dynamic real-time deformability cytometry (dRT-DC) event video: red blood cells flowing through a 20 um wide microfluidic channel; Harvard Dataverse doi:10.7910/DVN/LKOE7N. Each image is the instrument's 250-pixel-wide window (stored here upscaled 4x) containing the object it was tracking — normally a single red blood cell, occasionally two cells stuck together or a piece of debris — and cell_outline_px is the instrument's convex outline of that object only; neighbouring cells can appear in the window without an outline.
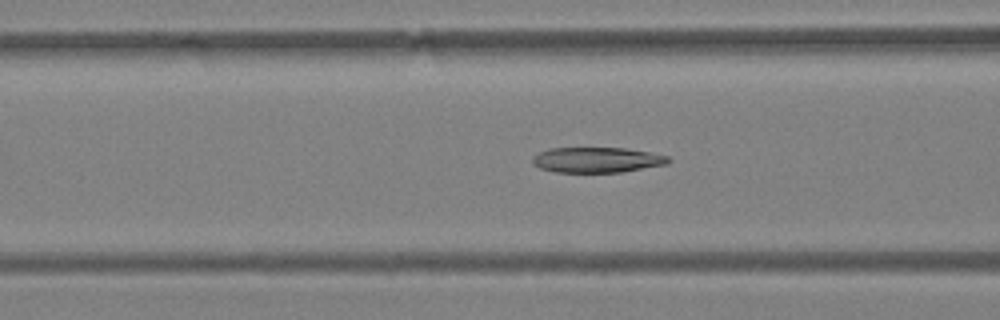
{"species": "Egyptian fruit bat (a non-hibernating species)", "species_latin": "Rousettus aegyptiacus", "temperature_condition": "warm", "stored_images_in_passage": 47, "camera_frame_rate_fps": 3000, "um_per_image_px": 0.085, "animal": {"sex": "female"}, "frame": {"image": 1, "passage_image": 17, "time_ms": 5.333, "image_size_px": [1000, 320], "cell_outline_px": [[668, 164], [620, 172], [556, 172], [540, 168], [532, 164], [532, 156], [548, 148], [624, 148], [648, 152], [668, 156]], "centroid_in_image_um": [50.69, 13.59], "position_along_channel_um": 115.9, "area_um2": 19.94}}
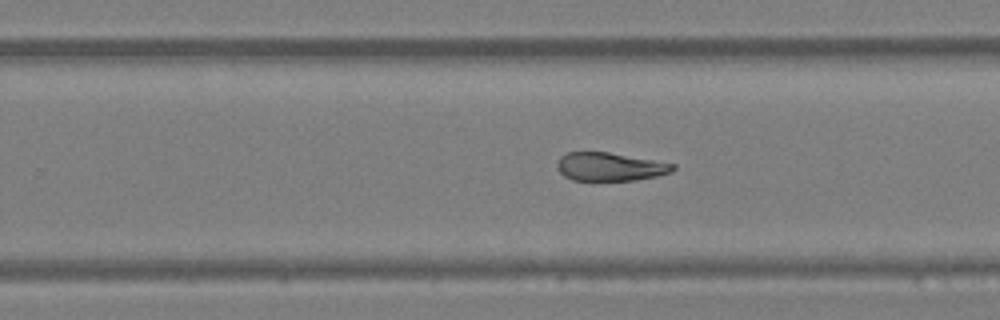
{"frame": {"image": 2, "passage_image": 29, "time_ms": 9.333, "image_size_px": [1000, 320], "cell_outline_px": [[676, 168], [672, 172], [656, 176], [636, 180], [572, 180], [564, 176], [560, 172], [556, 164], [560, 156], [568, 152], [608, 152], [676, 164]], "centroid_in_image_um": [51.85, 14.17], "position_along_channel_um": 278.0, "area_um2": 19.07}}
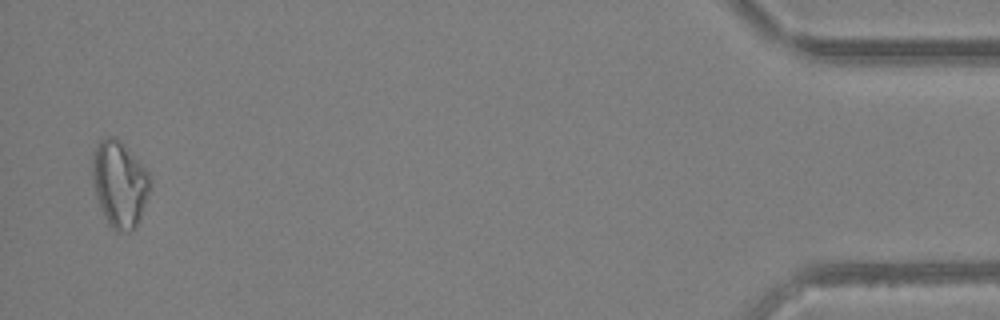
{"frame": {"image": 3, "passage_image": 46, "time_ms": 15.0, "image_size_px": [1000, 320], "cell_outline_px": [[152, 184], [136, 228], [128, 232], [116, 232], [108, 224], [100, 208], [92, 184], [92, 160], [96, 148], [100, 140], [104, 136], [116, 136], [124, 144], [148, 172]], "centroid_in_image_um": [10.15, 15.65], "position_along_channel_um": 425.0, "area_um2": 29.19}, "authors_computed_cell_mechanics": {"area_um2": 22.1374, "velocity_mm_per_s": 4.0696, "shape_relaxation_time_tau1_ms": null, "shape_relaxation_time_tau2_ms": 3.5191, "deformation_change_tau1": null, "deformation_change_tau2": 0.1065}}